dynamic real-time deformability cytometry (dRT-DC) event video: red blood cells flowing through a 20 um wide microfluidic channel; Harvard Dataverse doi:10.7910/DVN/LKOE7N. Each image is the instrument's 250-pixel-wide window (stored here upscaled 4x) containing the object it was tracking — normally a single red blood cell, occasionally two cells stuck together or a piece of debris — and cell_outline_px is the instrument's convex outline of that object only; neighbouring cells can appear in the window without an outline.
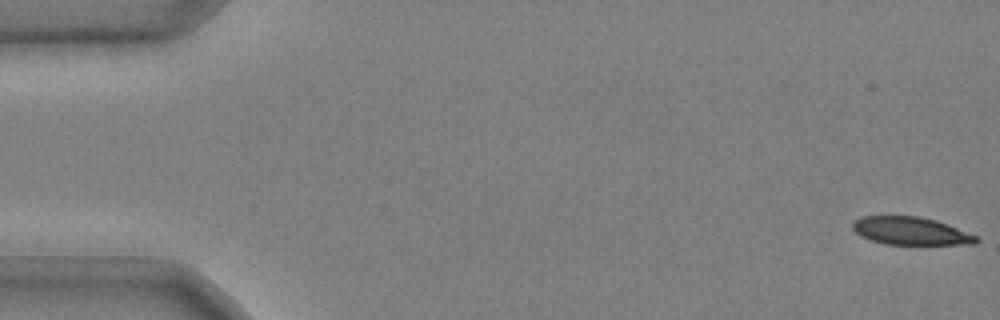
{"species": "common noctule bat (a hibernating species)", "species_latin": "Nyctalus noctula", "temperature_condition": "cold", "stored_images_in_passage": 52, "camera_frame_rate_fps": 3000, "um_per_image_px": 0.085, "animal": {"sex": "male", "body_mass_g": 20.4}, "frame": {"image": 1, "passage_image": 1, "time_ms": 0.0, "image_size_px": [1000, 320], "cell_outline_px": [[980, 240], [976, 244], [884, 244], [860, 236], [852, 228], [852, 220], [860, 216], [920, 216], [936, 220], [948, 224], [976, 236]], "centroid_in_image_um": [77.38, 19.62], "position_along_channel_um": 7.6, "area_um2": 20.11}}
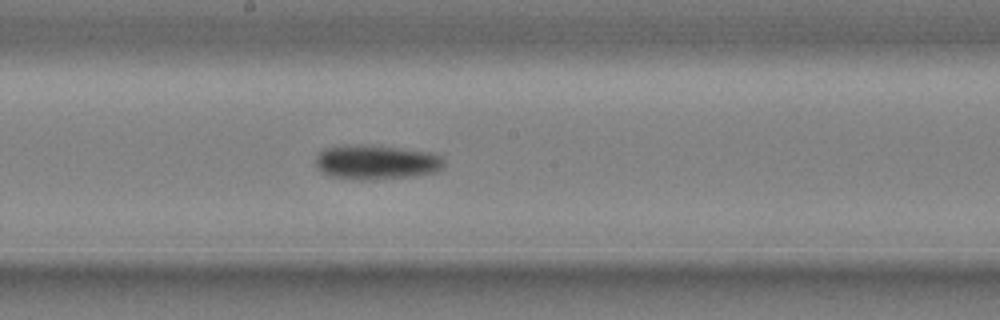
{"frame": {"image": 2, "passage_image": 29, "time_ms": 9.333, "image_size_px": [1000, 320], "cell_outline_px": [[444, 168], [436, 172], [416, 176], [380, 180], [360, 180], [328, 176], [320, 172], [316, 164], [316, 156], [324, 148], [344, 144], [372, 144], [436, 152], [444, 156]], "centroid_in_image_um": [32.03, 13.77], "position_along_channel_um": 216.2, "area_um2": 26.99}}
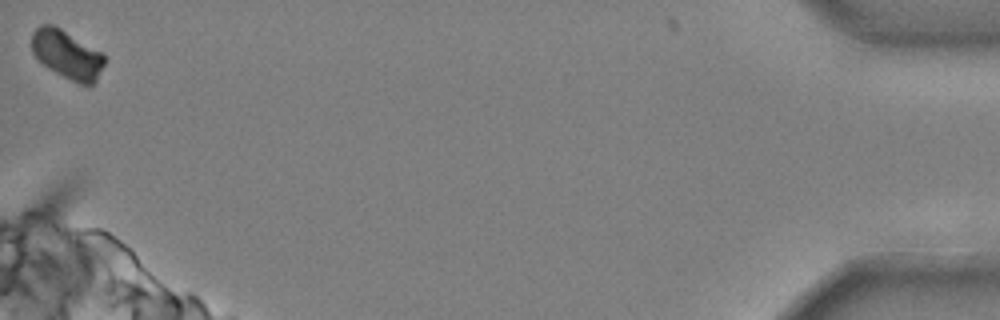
{"frame": {"image": 3, "passage_image": 52, "time_ms": 17.0, "image_size_px": [1000, 320], "cell_outline_px": [[104, 64], [96, 80], [92, 84], [80, 84], [48, 68], [32, 52], [32, 32], [40, 24], [52, 24], [60, 28], [104, 52]], "centroid_in_image_um": [5.71, 4.6], "position_along_channel_um": 429.5, "area_um2": 20.4}, "authors_computed_cell_mechanics": {"area_um2": 23.409, "velocity_mm_per_s": 3.6991, "shape_relaxation_time_tau1_ms": 7.8875, "shape_relaxation_time_tau2_ms": null, "deformation_change_tau1": 0.1985, "deformation_change_tau2": null}}